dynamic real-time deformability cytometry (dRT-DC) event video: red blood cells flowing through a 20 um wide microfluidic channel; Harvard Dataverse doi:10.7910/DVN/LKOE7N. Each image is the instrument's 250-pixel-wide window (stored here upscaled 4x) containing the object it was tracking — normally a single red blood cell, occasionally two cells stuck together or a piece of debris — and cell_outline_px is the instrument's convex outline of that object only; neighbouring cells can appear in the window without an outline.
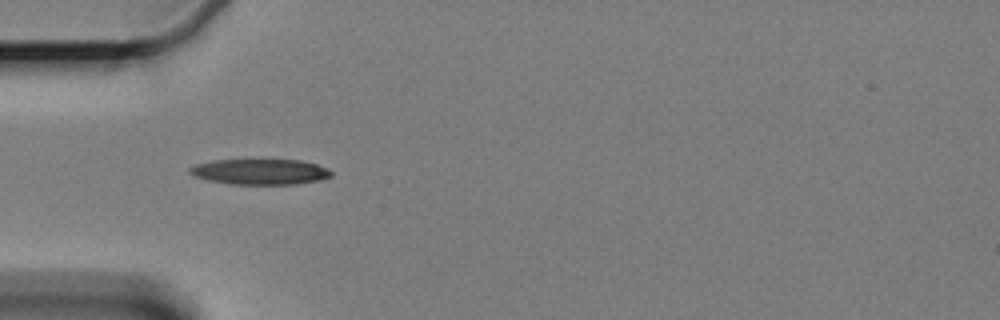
{"species": "Egyptian fruit bat (a non-hibernating species)", "species_latin": "Rousettus aegyptiacus", "temperature_condition": "cold", "stored_images_in_passage": 39, "camera_frame_rate_fps": 3000, "um_per_image_px": 0.085, "animal": {"sex": "female"}, "frame": {"image": 1, "passage_image": 1, "time_ms": 0.0, "image_size_px": [1000, 320], "cell_outline_px": [[332, 176], [320, 180], [296, 184], [232, 184], [208, 180], [192, 176], [188, 172], [188, 168], [196, 164], [212, 160], [300, 160], [316, 164], [328, 168], [332, 172]], "centroid_in_image_um": [22.09, 14.6], "position_along_channel_um": 62.9, "area_um2": 21.15}}
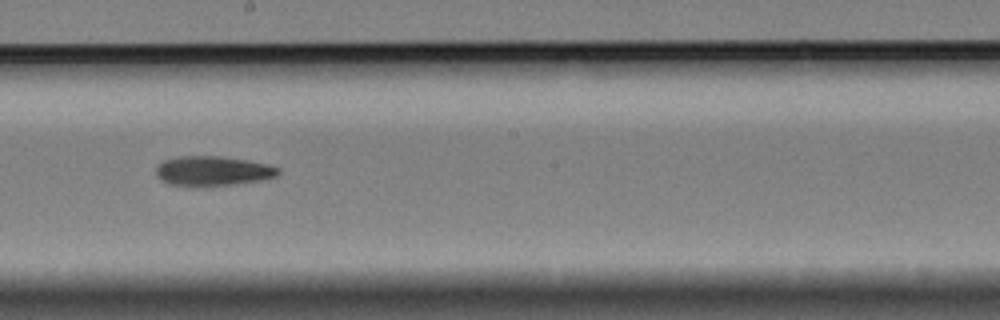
{"frame": {"image": 2, "passage_image": 16, "time_ms": 5.0, "image_size_px": [1000, 320], "cell_outline_px": [[280, 172], [276, 176], [260, 180], [232, 184], [168, 184], [160, 180], [156, 176], [156, 168], [164, 160], [180, 156], [220, 156], [248, 160], [268, 164], [280, 168]], "centroid_in_image_um": [18.1, 14.5], "position_along_channel_um": 230.1, "area_um2": 20.58}}
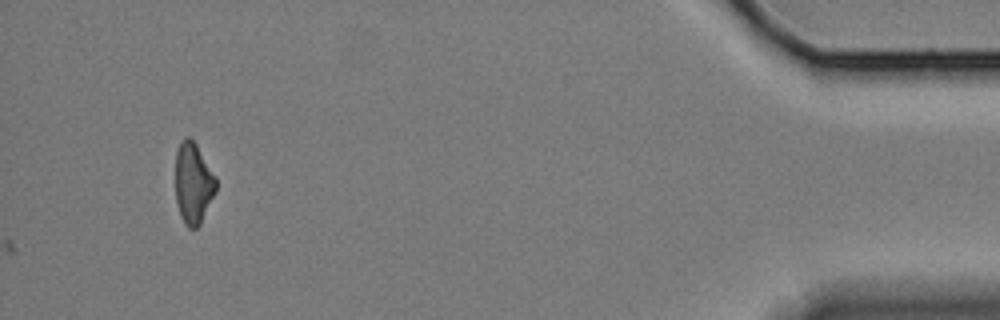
{"frame": {"image": 3, "passage_image": 39, "time_ms": 12.667, "image_size_px": [1000, 320], "cell_outline_px": [[216, 192], [200, 224], [196, 228], [188, 228], [184, 224], [180, 216], [176, 204], [176, 152], [180, 140], [184, 136], [188, 136], [196, 144], [216, 176]], "centroid_in_image_um": [16.42, 15.57], "position_along_channel_um": 418.8, "area_um2": 19.36}, "authors_computed_cell_mechanics": {"area_um2": 20.2878, "velocity_mm_per_s": 3.3693, "shape_relaxation_time_tau1_ms": null, "shape_relaxation_time_tau2_ms": 5.6327, "deformation_change_tau1": null, "deformation_change_tau2": 0.1549}}